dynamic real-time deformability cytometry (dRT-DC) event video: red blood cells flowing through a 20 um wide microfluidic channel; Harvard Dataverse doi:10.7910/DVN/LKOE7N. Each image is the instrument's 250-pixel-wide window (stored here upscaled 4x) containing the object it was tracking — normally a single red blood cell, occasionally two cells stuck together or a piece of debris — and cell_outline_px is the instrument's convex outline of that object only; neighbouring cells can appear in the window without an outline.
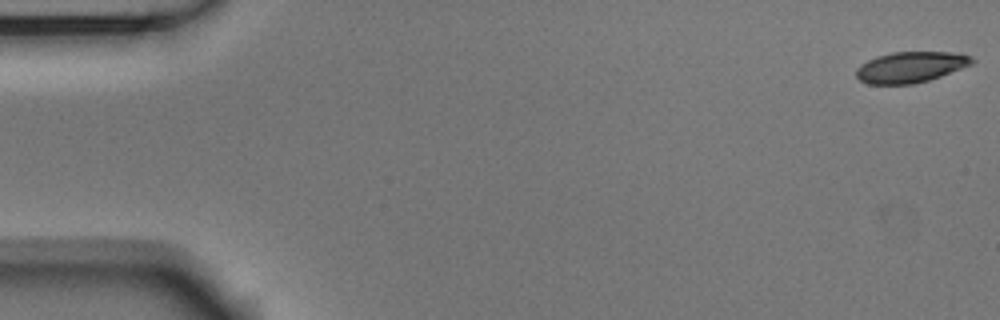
{"species": "Egyptian fruit bat (a non-hibernating species)", "species_latin": "Rousettus aegyptiacus", "temperature_condition": "room temperature", "stored_images_in_passage": 17, "camera_frame_rate_fps": 3000, "um_per_image_px": 0.085, "animal": {"sex": "male"}, "frame": {"image": 1, "passage_image": 1, "time_ms": 0.0, "image_size_px": [1000, 320], "cell_outline_px": [[976, 60], [972, 64], [940, 76], [928, 80], [912, 84], [868, 84], [860, 80], [856, 76], [856, 68], [860, 64], [876, 56], [892, 52], [960, 52], [972, 56]], "centroid_in_image_um": [77.41, 5.69], "position_along_channel_um": 7.6, "area_um2": 20.92}}
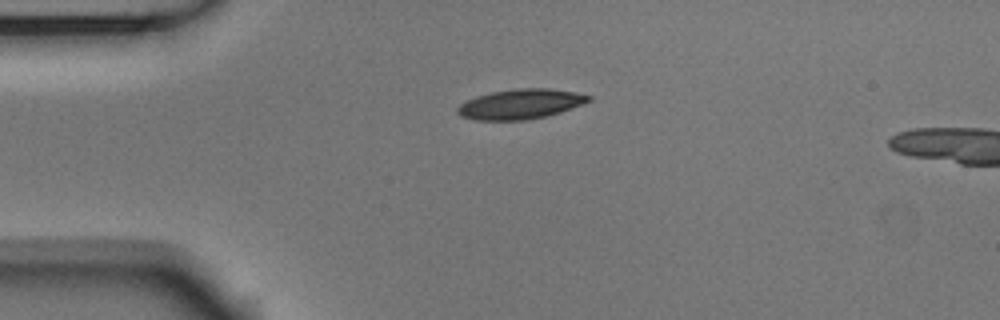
{"frame": {"image": 2, "passage_image": 13, "time_ms": 4.0, "image_size_px": [1000, 320], "cell_outline_px": [[592, 100], [560, 112], [544, 116], [524, 120], [476, 120], [460, 116], [456, 112], [456, 108], [464, 100], [476, 96], [492, 92], [516, 88], [548, 88], [572, 92], [592, 96]], "centroid_in_image_um": [44.18, 8.84], "position_along_channel_um": 40.8, "area_um2": 22.77}}